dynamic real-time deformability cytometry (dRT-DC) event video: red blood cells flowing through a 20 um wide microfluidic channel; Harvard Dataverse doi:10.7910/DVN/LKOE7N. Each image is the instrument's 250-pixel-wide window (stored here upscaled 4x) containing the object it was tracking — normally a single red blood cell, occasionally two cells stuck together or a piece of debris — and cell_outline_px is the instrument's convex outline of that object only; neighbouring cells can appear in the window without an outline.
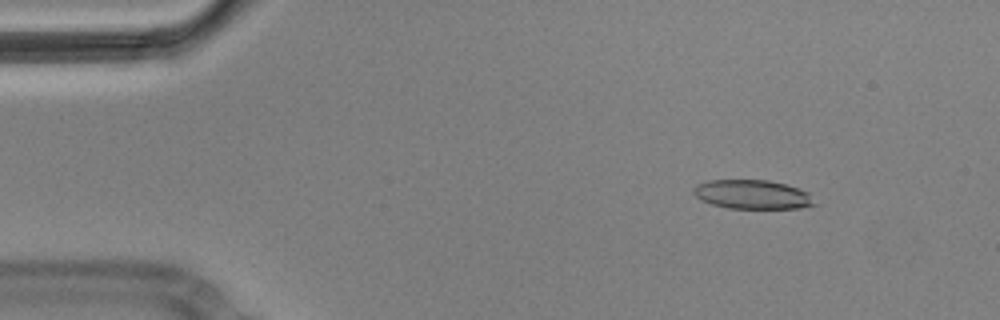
{"species": "Egyptian fruit bat (a non-hibernating species)", "species_latin": "Rousettus aegyptiacus", "temperature_condition": "cold", "stored_images_in_passage": 4, "camera_frame_rate_fps": 3000, "um_per_image_px": 0.085, "animal": {"sex": "male"}, "frame": {"image": 1, "passage_image": 2, "time_ms": 0.333, "image_size_px": [1000, 320], "cell_outline_px": [[820, 204], [800, 208], [728, 208], [712, 204], [700, 200], [692, 192], [692, 188], [696, 184], [708, 180], [768, 180], [800, 188], [808, 192]], "centroid_in_image_um": [63.98, 16.53], "position_along_channel_um": 21.0, "area_um2": 20.75}}